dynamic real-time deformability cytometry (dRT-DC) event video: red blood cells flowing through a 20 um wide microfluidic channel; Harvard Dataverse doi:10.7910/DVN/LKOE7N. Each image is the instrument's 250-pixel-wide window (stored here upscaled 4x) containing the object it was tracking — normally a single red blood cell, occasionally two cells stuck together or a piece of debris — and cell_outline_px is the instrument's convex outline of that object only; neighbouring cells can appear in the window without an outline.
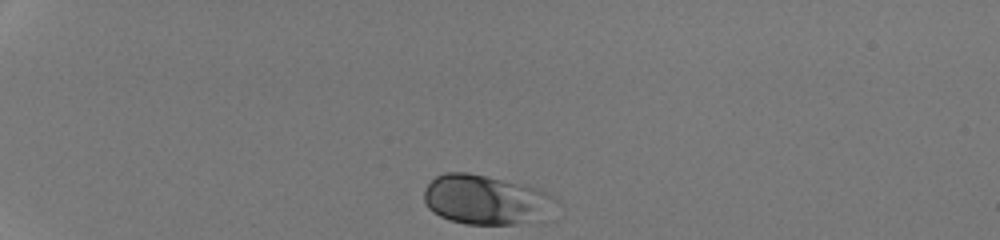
{"species": "human", "species_latin": "Homo sapiens", "temperature_condition": "room temperature", "stored_images_in_passage": 33, "camera_frame_rate_fps": 3000, "um_per_image_px": 0.085, "donor": {"sex": "male"}, "frame": {"image": 1, "passage_image": 1, "time_ms": 0.0, "image_size_px": [1000, 240], "cell_outline_px": [[560, 204], [516, 224], [464, 224], [440, 216], [432, 212], [428, 208], [424, 200], [424, 188], [436, 176], [444, 172], [468, 172], [528, 184], [548, 192], [556, 196], [560, 200]], "centroid_in_image_um": [41.24, 16.92], "position_along_channel_um": 43.8, "area_um2": 37.74}}
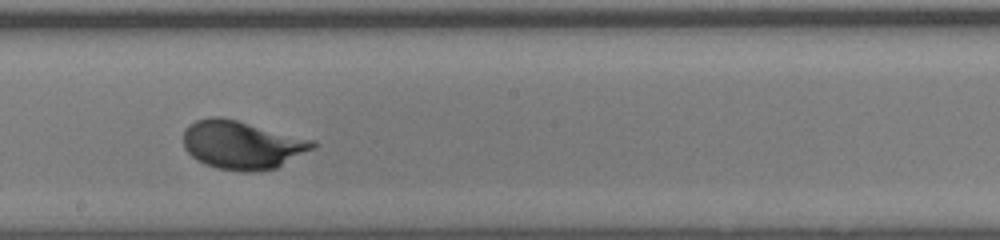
{"frame": {"image": 2, "passage_image": 19, "time_ms": 6.0, "image_size_px": [1000, 240], "cell_outline_px": [[316, 148], [276, 168], [248, 172], [244, 172], [216, 168], [204, 164], [196, 160], [184, 148], [184, 128], [188, 124], [196, 120], [212, 116], [220, 116], [316, 140]], "centroid_in_image_um": [20.58, 12.31], "position_along_channel_um": 227.6, "area_um2": 36.7}}
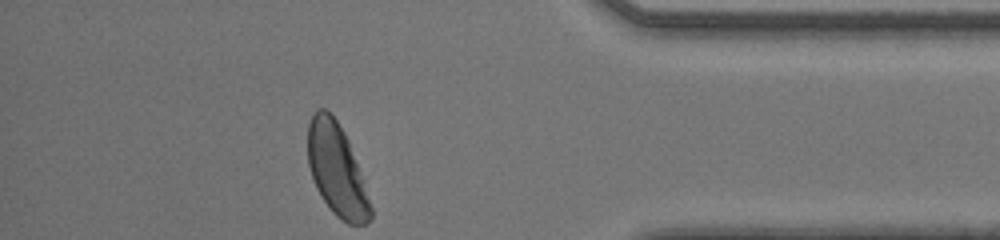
{"frame": {"image": 3, "passage_image": 33, "time_ms": 10.667, "image_size_px": [1000, 240], "cell_outline_px": [[372, 220], [368, 224], [348, 224], [336, 216], [332, 212], [316, 188], [308, 164], [308, 124], [316, 108], [324, 108], [336, 120], [348, 140], [372, 208]], "centroid_in_image_um": [28.61, 14.46], "position_along_channel_um": 406.6, "area_um2": 33.06}, "authors_computed_cell_mechanics": {"area_um2": 35.0268, "velocity_mm_per_s": 4.2408, "shape_relaxation_time_tau1_ms": 2.1201, "shape_relaxation_time_tau2_ms": null, "deformation_change_tau1": 0.1322, "deformation_change_tau2": null}}